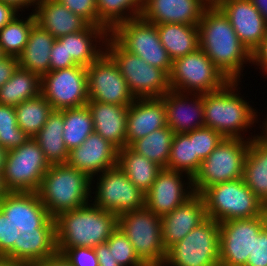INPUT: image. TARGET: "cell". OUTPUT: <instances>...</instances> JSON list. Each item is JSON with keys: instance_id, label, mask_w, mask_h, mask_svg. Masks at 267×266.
Returning a JSON list of instances; mask_svg holds the SVG:
<instances>
[{"instance_id": "f6af8a7d", "label": "cell", "mask_w": 267, "mask_h": 266, "mask_svg": "<svg viewBox=\"0 0 267 266\" xmlns=\"http://www.w3.org/2000/svg\"><path fill=\"white\" fill-rule=\"evenodd\" d=\"M71 12L83 18L89 25L98 26L96 0H57Z\"/></svg>"}, {"instance_id": "11a10c76", "label": "cell", "mask_w": 267, "mask_h": 266, "mask_svg": "<svg viewBox=\"0 0 267 266\" xmlns=\"http://www.w3.org/2000/svg\"><path fill=\"white\" fill-rule=\"evenodd\" d=\"M0 1L11 4L16 9L22 12V11H25L23 10L24 8L27 9L30 6H33L35 8L34 4L36 5V3L39 0H0Z\"/></svg>"}, {"instance_id": "7dc6e473", "label": "cell", "mask_w": 267, "mask_h": 266, "mask_svg": "<svg viewBox=\"0 0 267 266\" xmlns=\"http://www.w3.org/2000/svg\"><path fill=\"white\" fill-rule=\"evenodd\" d=\"M76 65L78 64L73 60L72 56H68L65 49V43H61L56 39L52 45L50 53L49 71L69 68Z\"/></svg>"}, {"instance_id": "ba28073f", "label": "cell", "mask_w": 267, "mask_h": 266, "mask_svg": "<svg viewBox=\"0 0 267 266\" xmlns=\"http://www.w3.org/2000/svg\"><path fill=\"white\" fill-rule=\"evenodd\" d=\"M105 52L117 64L135 98H161L170 90L169 76L162 69L124 50L110 35Z\"/></svg>"}, {"instance_id": "f907efd6", "label": "cell", "mask_w": 267, "mask_h": 266, "mask_svg": "<svg viewBox=\"0 0 267 266\" xmlns=\"http://www.w3.org/2000/svg\"><path fill=\"white\" fill-rule=\"evenodd\" d=\"M18 66V58L4 56L0 59V87L12 77Z\"/></svg>"}, {"instance_id": "8d00e7d4", "label": "cell", "mask_w": 267, "mask_h": 266, "mask_svg": "<svg viewBox=\"0 0 267 266\" xmlns=\"http://www.w3.org/2000/svg\"><path fill=\"white\" fill-rule=\"evenodd\" d=\"M17 124L20 129L34 138L46 123L53 111L51 104L39 94L15 106Z\"/></svg>"}, {"instance_id": "f35d334b", "label": "cell", "mask_w": 267, "mask_h": 266, "mask_svg": "<svg viewBox=\"0 0 267 266\" xmlns=\"http://www.w3.org/2000/svg\"><path fill=\"white\" fill-rule=\"evenodd\" d=\"M30 138L17 124L15 107L0 104V146L10 151Z\"/></svg>"}, {"instance_id": "7402d4cb", "label": "cell", "mask_w": 267, "mask_h": 266, "mask_svg": "<svg viewBox=\"0 0 267 266\" xmlns=\"http://www.w3.org/2000/svg\"><path fill=\"white\" fill-rule=\"evenodd\" d=\"M208 4L204 0H143L141 18L152 24L198 25Z\"/></svg>"}, {"instance_id": "9a60e30c", "label": "cell", "mask_w": 267, "mask_h": 266, "mask_svg": "<svg viewBox=\"0 0 267 266\" xmlns=\"http://www.w3.org/2000/svg\"><path fill=\"white\" fill-rule=\"evenodd\" d=\"M265 227V214L219 223L220 266H246L254 238Z\"/></svg>"}, {"instance_id": "ee69618b", "label": "cell", "mask_w": 267, "mask_h": 266, "mask_svg": "<svg viewBox=\"0 0 267 266\" xmlns=\"http://www.w3.org/2000/svg\"><path fill=\"white\" fill-rule=\"evenodd\" d=\"M22 235L20 224L0 205V247L12 245Z\"/></svg>"}, {"instance_id": "7a4b0ae2", "label": "cell", "mask_w": 267, "mask_h": 266, "mask_svg": "<svg viewBox=\"0 0 267 266\" xmlns=\"http://www.w3.org/2000/svg\"><path fill=\"white\" fill-rule=\"evenodd\" d=\"M118 228V216L88 203L55 217L37 237L61 254L73 247L95 248Z\"/></svg>"}, {"instance_id": "8fae6325", "label": "cell", "mask_w": 267, "mask_h": 266, "mask_svg": "<svg viewBox=\"0 0 267 266\" xmlns=\"http://www.w3.org/2000/svg\"><path fill=\"white\" fill-rule=\"evenodd\" d=\"M228 82L200 48L172 62L169 75L171 90L182 93H211L221 90Z\"/></svg>"}, {"instance_id": "d6a6232c", "label": "cell", "mask_w": 267, "mask_h": 266, "mask_svg": "<svg viewBox=\"0 0 267 266\" xmlns=\"http://www.w3.org/2000/svg\"><path fill=\"white\" fill-rule=\"evenodd\" d=\"M201 162L202 160L194 155V130L174 134L166 168L183 172L193 178Z\"/></svg>"}, {"instance_id": "44dd1931", "label": "cell", "mask_w": 267, "mask_h": 266, "mask_svg": "<svg viewBox=\"0 0 267 266\" xmlns=\"http://www.w3.org/2000/svg\"><path fill=\"white\" fill-rule=\"evenodd\" d=\"M201 194H194L172 212L161 217L162 241L168 250L207 219Z\"/></svg>"}, {"instance_id": "74e56055", "label": "cell", "mask_w": 267, "mask_h": 266, "mask_svg": "<svg viewBox=\"0 0 267 266\" xmlns=\"http://www.w3.org/2000/svg\"><path fill=\"white\" fill-rule=\"evenodd\" d=\"M35 23V16L31 12L24 19H20V16L17 15L0 29V45L5 56L18 58L21 55L26 46L29 32Z\"/></svg>"}, {"instance_id": "e575fe53", "label": "cell", "mask_w": 267, "mask_h": 266, "mask_svg": "<svg viewBox=\"0 0 267 266\" xmlns=\"http://www.w3.org/2000/svg\"><path fill=\"white\" fill-rule=\"evenodd\" d=\"M96 2L98 26L106 28L109 32L122 22L140 17L143 10V0H96Z\"/></svg>"}, {"instance_id": "603a6c76", "label": "cell", "mask_w": 267, "mask_h": 266, "mask_svg": "<svg viewBox=\"0 0 267 266\" xmlns=\"http://www.w3.org/2000/svg\"><path fill=\"white\" fill-rule=\"evenodd\" d=\"M164 96L161 98H135L128 106L126 123V146L166 127Z\"/></svg>"}, {"instance_id": "db71d44e", "label": "cell", "mask_w": 267, "mask_h": 266, "mask_svg": "<svg viewBox=\"0 0 267 266\" xmlns=\"http://www.w3.org/2000/svg\"><path fill=\"white\" fill-rule=\"evenodd\" d=\"M19 10L13 5L0 1V29L10 23L17 15Z\"/></svg>"}, {"instance_id": "8992f818", "label": "cell", "mask_w": 267, "mask_h": 266, "mask_svg": "<svg viewBox=\"0 0 267 266\" xmlns=\"http://www.w3.org/2000/svg\"><path fill=\"white\" fill-rule=\"evenodd\" d=\"M204 198L207 217L217 222L262 216L267 207L248 188L243 178L206 188Z\"/></svg>"}, {"instance_id": "b9f144b4", "label": "cell", "mask_w": 267, "mask_h": 266, "mask_svg": "<svg viewBox=\"0 0 267 266\" xmlns=\"http://www.w3.org/2000/svg\"><path fill=\"white\" fill-rule=\"evenodd\" d=\"M0 266H29V235H22L12 245L0 247Z\"/></svg>"}, {"instance_id": "ab89813d", "label": "cell", "mask_w": 267, "mask_h": 266, "mask_svg": "<svg viewBox=\"0 0 267 266\" xmlns=\"http://www.w3.org/2000/svg\"><path fill=\"white\" fill-rule=\"evenodd\" d=\"M105 243L114 260L121 266H146L136 255L131 242L120 228H117Z\"/></svg>"}, {"instance_id": "60d3db41", "label": "cell", "mask_w": 267, "mask_h": 266, "mask_svg": "<svg viewBox=\"0 0 267 266\" xmlns=\"http://www.w3.org/2000/svg\"><path fill=\"white\" fill-rule=\"evenodd\" d=\"M29 266H72L62 254L43 243L37 236L29 235Z\"/></svg>"}, {"instance_id": "6da1fadb", "label": "cell", "mask_w": 267, "mask_h": 266, "mask_svg": "<svg viewBox=\"0 0 267 266\" xmlns=\"http://www.w3.org/2000/svg\"><path fill=\"white\" fill-rule=\"evenodd\" d=\"M92 184L88 174L67 163L51 165L35 195L22 208V234L37 236L59 214L92 202Z\"/></svg>"}, {"instance_id": "7bdbcfd3", "label": "cell", "mask_w": 267, "mask_h": 266, "mask_svg": "<svg viewBox=\"0 0 267 266\" xmlns=\"http://www.w3.org/2000/svg\"><path fill=\"white\" fill-rule=\"evenodd\" d=\"M223 139L220 133L209 127L194 130V155L203 161Z\"/></svg>"}, {"instance_id": "5b68a950", "label": "cell", "mask_w": 267, "mask_h": 266, "mask_svg": "<svg viewBox=\"0 0 267 266\" xmlns=\"http://www.w3.org/2000/svg\"><path fill=\"white\" fill-rule=\"evenodd\" d=\"M50 166L34 138L7 151L2 173L6 191L23 208L39 189Z\"/></svg>"}, {"instance_id": "9c48e42d", "label": "cell", "mask_w": 267, "mask_h": 266, "mask_svg": "<svg viewBox=\"0 0 267 266\" xmlns=\"http://www.w3.org/2000/svg\"><path fill=\"white\" fill-rule=\"evenodd\" d=\"M118 228L146 266H163L167 250L162 241L161 217L143 207L118 216Z\"/></svg>"}, {"instance_id": "6125c7cd", "label": "cell", "mask_w": 267, "mask_h": 266, "mask_svg": "<svg viewBox=\"0 0 267 266\" xmlns=\"http://www.w3.org/2000/svg\"><path fill=\"white\" fill-rule=\"evenodd\" d=\"M265 228L267 229V211L265 213Z\"/></svg>"}, {"instance_id": "3957f363", "label": "cell", "mask_w": 267, "mask_h": 266, "mask_svg": "<svg viewBox=\"0 0 267 266\" xmlns=\"http://www.w3.org/2000/svg\"><path fill=\"white\" fill-rule=\"evenodd\" d=\"M198 30L199 48L229 81H241L244 64L252 66V53L239 40L227 16L217 5L205 8Z\"/></svg>"}, {"instance_id": "9f6ffc18", "label": "cell", "mask_w": 267, "mask_h": 266, "mask_svg": "<svg viewBox=\"0 0 267 266\" xmlns=\"http://www.w3.org/2000/svg\"><path fill=\"white\" fill-rule=\"evenodd\" d=\"M267 22V0H250Z\"/></svg>"}, {"instance_id": "cb8c5ba5", "label": "cell", "mask_w": 267, "mask_h": 266, "mask_svg": "<svg viewBox=\"0 0 267 266\" xmlns=\"http://www.w3.org/2000/svg\"><path fill=\"white\" fill-rule=\"evenodd\" d=\"M32 12L36 23L55 39L82 31L89 25L57 0H39Z\"/></svg>"}, {"instance_id": "f546056e", "label": "cell", "mask_w": 267, "mask_h": 266, "mask_svg": "<svg viewBox=\"0 0 267 266\" xmlns=\"http://www.w3.org/2000/svg\"><path fill=\"white\" fill-rule=\"evenodd\" d=\"M63 109L53 110L34 140L38 143L50 165L66 164L69 151L63 140Z\"/></svg>"}, {"instance_id": "816d5d0a", "label": "cell", "mask_w": 267, "mask_h": 266, "mask_svg": "<svg viewBox=\"0 0 267 266\" xmlns=\"http://www.w3.org/2000/svg\"><path fill=\"white\" fill-rule=\"evenodd\" d=\"M252 64L260 66L259 70L267 75V29L261 44L252 52ZM261 68V69H260Z\"/></svg>"}, {"instance_id": "6f0895ef", "label": "cell", "mask_w": 267, "mask_h": 266, "mask_svg": "<svg viewBox=\"0 0 267 266\" xmlns=\"http://www.w3.org/2000/svg\"><path fill=\"white\" fill-rule=\"evenodd\" d=\"M264 120L266 121L263 122L264 125L262 124V131H260L261 134H258V138L267 144V117Z\"/></svg>"}, {"instance_id": "484cf974", "label": "cell", "mask_w": 267, "mask_h": 266, "mask_svg": "<svg viewBox=\"0 0 267 266\" xmlns=\"http://www.w3.org/2000/svg\"><path fill=\"white\" fill-rule=\"evenodd\" d=\"M108 37L109 31L106 28L88 25L82 31L57 39L61 43H65L68 56H72L78 65L88 67L105 52V47L103 46H105Z\"/></svg>"}, {"instance_id": "f5cc1de1", "label": "cell", "mask_w": 267, "mask_h": 266, "mask_svg": "<svg viewBox=\"0 0 267 266\" xmlns=\"http://www.w3.org/2000/svg\"><path fill=\"white\" fill-rule=\"evenodd\" d=\"M94 249L96 251L99 266H121L112 257V252H110L109 247L106 243L99 244Z\"/></svg>"}, {"instance_id": "52a82bcc", "label": "cell", "mask_w": 267, "mask_h": 266, "mask_svg": "<svg viewBox=\"0 0 267 266\" xmlns=\"http://www.w3.org/2000/svg\"><path fill=\"white\" fill-rule=\"evenodd\" d=\"M251 137L224 138L201 162L199 170L192 178L194 192L201 194L209 186L243 178L244 162L250 140L258 135H251Z\"/></svg>"}, {"instance_id": "d6986e66", "label": "cell", "mask_w": 267, "mask_h": 266, "mask_svg": "<svg viewBox=\"0 0 267 266\" xmlns=\"http://www.w3.org/2000/svg\"><path fill=\"white\" fill-rule=\"evenodd\" d=\"M118 151L116 146L93 132L82 145L69 151L67 164L88 174L93 181L96 175L117 166Z\"/></svg>"}, {"instance_id": "ffe728a7", "label": "cell", "mask_w": 267, "mask_h": 266, "mask_svg": "<svg viewBox=\"0 0 267 266\" xmlns=\"http://www.w3.org/2000/svg\"><path fill=\"white\" fill-rule=\"evenodd\" d=\"M189 95H193V99ZM164 105L166 124L174 134L187 133L205 126L203 94H184L170 89L164 95Z\"/></svg>"}, {"instance_id": "d590c367", "label": "cell", "mask_w": 267, "mask_h": 266, "mask_svg": "<svg viewBox=\"0 0 267 266\" xmlns=\"http://www.w3.org/2000/svg\"><path fill=\"white\" fill-rule=\"evenodd\" d=\"M174 132L168 127L159 128L134 141L129 147L136 153L166 168Z\"/></svg>"}, {"instance_id": "30bf717a", "label": "cell", "mask_w": 267, "mask_h": 266, "mask_svg": "<svg viewBox=\"0 0 267 266\" xmlns=\"http://www.w3.org/2000/svg\"><path fill=\"white\" fill-rule=\"evenodd\" d=\"M109 35L126 51L141 57L149 65L162 69L168 76L172 71V60L160 42L155 24L141 17L116 25Z\"/></svg>"}, {"instance_id": "94428289", "label": "cell", "mask_w": 267, "mask_h": 266, "mask_svg": "<svg viewBox=\"0 0 267 266\" xmlns=\"http://www.w3.org/2000/svg\"><path fill=\"white\" fill-rule=\"evenodd\" d=\"M4 56L5 55H4V53H3L2 49H1V45H0V59L3 58Z\"/></svg>"}, {"instance_id": "bcb514c9", "label": "cell", "mask_w": 267, "mask_h": 266, "mask_svg": "<svg viewBox=\"0 0 267 266\" xmlns=\"http://www.w3.org/2000/svg\"><path fill=\"white\" fill-rule=\"evenodd\" d=\"M72 266H99L94 248L73 247L61 253Z\"/></svg>"}, {"instance_id": "1f68e13d", "label": "cell", "mask_w": 267, "mask_h": 266, "mask_svg": "<svg viewBox=\"0 0 267 266\" xmlns=\"http://www.w3.org/2000/svg\"><path fill=\"white\" fill-rule=\"evenodd\" d=\"M39 94H41V77L18 66L12 77L0 87V104L15 107Z\"/></svg>"}, {"instance_id": "f1b7e54d", "label": "cell", "mask_w": 267, "mask_h": 266, "mask_svg": "<svg viewBox=\"0 0 267 266\" xmlns=\"http://www.w3.org/2000/svg\"><path fill=\"white\" fill-rule=\"evenodd\" d=\"M160 42L172 61L199 48L198 25L179 23L156 24Z\"/></svg>"}, {"instance_id": "c3c4849f", "label": "cell", "mask_w": 267, "mask_h": 266, "mask_svg": "<svg viewBox=\"0 0 267 266\" xmlns=\"http://www.w3.org/2000/svg\"><path fill=\"white\" fill-rule=\"evenodd\" d=\"M246 266H267V229L264 227L254 238L253 253L249 255Z\"/></svg>"}, {"instance_id": "681fc988", "label": "cell", "mask_w": 267, "mask_h": 266, "mask_svg": "<svg viewBox=\"0 0 267 266\" xmlns=\"http://www.w3.org/2000/svg\"><path fill=\"white\" fill-rule=\"evenodd\" d=\"M0 205L20 224L22 207L6 191L0 174Z\"/></svg>"}, {"instance_id": "e0dca14e", "label": "cell", "mask_w": 267, "mask_h": 266, "mask_svg": "<svg viewBox=\"0 0 267 266\" xmlns=\"http://www.w3.org/2000/svg\"><path fill=\"white\" fill-rule=\"evenodd\" d=\"M183 178H187V181L185 182ZM194 194L192 177L183 176V172L180 171L162 168L145 194V207L155 215L162 217Z\"/></svg>"}, {"instance_id": "680465c9", "label": "cell", "mask_w": 267, "mask_h": 266, "mask_svg": "<svg viewBox=\"0 0 267 266\" xmlns=\"http://www.w3.org/2000/svg\"><path fill=\"white\" fill-rule=\"evenodd\" d=\"M7 150L0 146V174L3 173Z\"/></svg>"}, {"instance_id": "83f0119b", "label": "cell", "mask_w": 267, "mask_h": 266, "mask_svg": "<svg viewBox=\"0 0 267 266\" xmlns=\"http://www.w3.org/2000/svg\"><path fill=\"white\" fill-rule=\"evenodd\" d=\"M243 180L267 207V144L258 137L250 140L244 162Z\"/></svg>"}, {"instance_id": "d4e9b609", "label": "cell", "mask_w": 267, "mask_h": 266, "mask_svg": "<svg viewBox=\"0 0 267 266\" xmlns=\"http://www.w3.org/2000/svg\"><path fill=\"white\" fill-rule=\"evenodd\" d=\"M94 132L101 135L118 149L126 146L128 106L88 101Z\"/></svg>"}, {"instance_id": "ac0fdd59", "label": "cell", "mask_w": 267, "mask_h": 266, "mask_svg": "<svg viewBox=\"0 0 267 266\" xmlns=\"http://www.w3.org/2000/svg\"><path fill=\"white\" fill-rule=\"evenodd\" d=\"M217 6L227 16L239 40L252 53L263 41L267 22L250 0H222Z\"/></svg>"}, {"instance_id": "4dcf8cb0", "label": "cell", "mask_w": 267, "mask_h": 266, "mask_svg": "<svg viewBox=\"0 0 267 266\" xmlns=\"http://www.w3.org/2000/svg\"><path fill=\"white\" fill-rule=\"evenodd\" d=\"M117 165L144 194L151 188L162 169L157 163L136 153L129 146L119 149Z\"/></svg>"}, {"instance_id": "7c38bea8", "label": "cell", "mask_w": 267, "mask_h": 266, "mask_svg": "<svg viewBox=\"0 0 267 266\" xmlns=\"http://www.w3.org/2000/svg\"><path fill=\"white\" fill-rule=\"evenodd\" d=\"M219 222L207 218L167 250L163 266H220Z\"/></svg>"}, {"instance_id": "4316f807", "label": "cell", "mask_w": 267, "mask_h": 266, "mask_svg": "<svg viewBox=\"0 0 267 266\" xmlns=\"http://www.w3.org/2000/svg\"><path fill=\"white\" fill-rule=\"evenodd\" d=\"M55 40L47 30L35 23L29 32L26 46L18 57L19 67L37 73L40 77L48 73Z\"/></svg>"}, {"instance_id": "2e32d148", "label": "cell", "mask_w": 267, "mask_h": 266, "mask_svg": "<svg viewBox=\"0 0 267 266\" xmlns=\"http://www.w3.org/2000/svg\"><path fill=\"white\" fill-rule=\"evenodd\" d=\"M89 101L129 106L135 97L117 64L104 52L87 67Z\"/></svg>"}, {"instance_id": "4fadbf2b", "label": "cell", "mask_w": 267, "mask_h": 266, "mask_svg": "<svg viewBox=\"0 0 267 266\" xmlns=\"http://www.w3.org/2000/svg\"><path fill=\"white\" fill-rule=\"evenodd\" d=\"M96 188L92 185V202L98 208L119 216L145 207V194L131 183L126 174L115 166L96 176Z\"/></svg>"}, {"instance_id": "836d02e7", "label": "cell", "mask_w": 267, "mask_h": 266, "mask_svg": "<svg viewBox=\"0 0 267 266\" xmlns=\"http://www.w3.org/2000/svg\"><path fill=\"white\" fill-rule=\"evenodd\" d=\"M63 140L68 151L80 146L94 132L92 115L87 105L63 109Z\"/></svg>"}, {"instance_id": "5bb4252c", "label": "cell", "mask_w": 267, "mask_h": 266, "mask_svg": "<svg viewBox=\"0 0 267 266\" xmlns=\"http://www.w3.org/2000/svg\"><path fill=\"white\" fill-rule=\"evenodd\" d=\"M41 94L53 110L85 106L89 101L87 67L49 71L41 77Z\"/></svg>"}, {"instance_id": "91938a15", "label": "cell", "mask_w": 267, "mask_h": 266, "mask_svg": "<svg viewBox=\"0 0 267 266\" xmlns=\"http://www.w3.org/2000/svg\"><path fill=\"white\" fill-rule=\"evenodd\" d=\"M208 5H217L222 0H204Z\"/></svg>"}, {"instance_id": "277c9868", "label": "cell", "mask_w": 267, "mask_h": 266, "mask_svg": "<svg viewBox=\"0 0 267 266\" xmlns=\"http://www.w3.org/2000/svg\"><path fill=\"white\" fill-rule=\"evenodd\" d=\"M240 82L229 81L221 90L203 93L205 127L224 138L245 139L244 132L258 123V112L238 92Z\"/></svg>"}]
</instances>
